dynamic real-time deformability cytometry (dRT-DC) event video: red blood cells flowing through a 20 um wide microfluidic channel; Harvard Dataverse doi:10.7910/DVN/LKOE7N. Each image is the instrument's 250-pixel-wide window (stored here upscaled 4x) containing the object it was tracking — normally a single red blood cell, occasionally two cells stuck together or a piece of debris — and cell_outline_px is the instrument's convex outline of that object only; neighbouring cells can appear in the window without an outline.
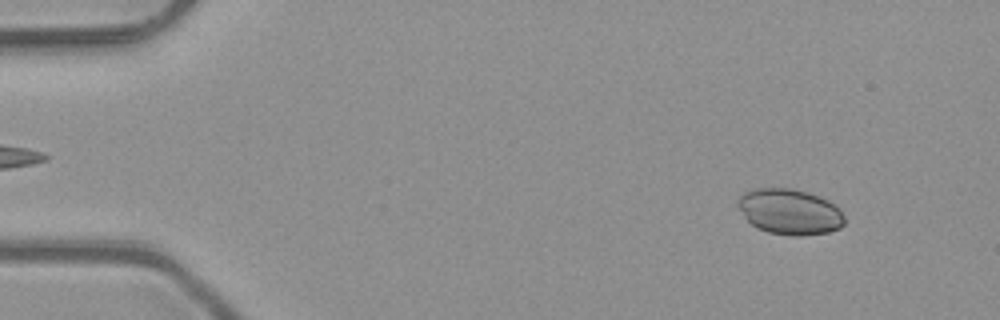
{"species": "common noctule bat (a hibernating species)", "species_latin": "Nyctalus noctula", "temperature_condition": "room temperature", "stored_images_in_passage": 50, "camera_frame_rate_fps": 3000, "um_per_image_px": 0.085, "animal": {"sex": "male", "body_mass_g": 23.1, "forearm_length_mm": 52.7}, "frame": {"image": 1, "passage_image": 5, "time_ms": 1.333, "image_size_px": [1000, 320], "cell_outline_px": [[844, 224], [840, 228], [828, 232], [800, 236], [792, 236], [768, 232], [756, 228], [744, 216], [736, 204], [736, 200], [744, 192], [756, 188], [792, 188], [808, 192], [820, 196], [828, 200], [840, 208], [844, 216]], "centroid_in_image_um": [67.13, 17.99], "position_along_channel_um": 17.9, "area_um2": 28.61}}
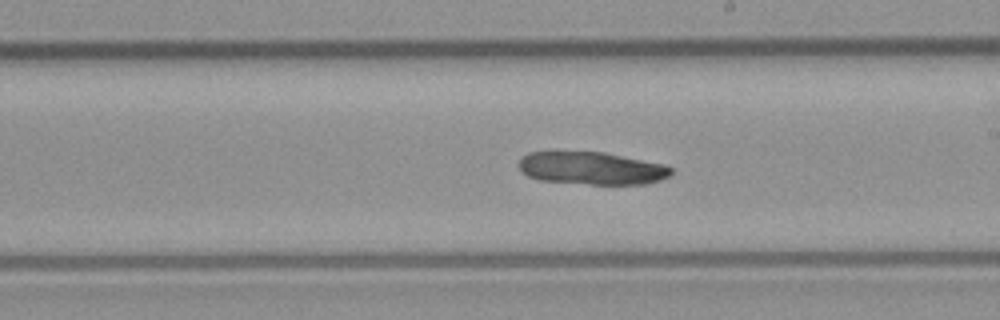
{"frame": {"image": 2, "passage_image": 29, "time_ms": 9.333, "image_size_px": [1000, 320], "cell_outline_px": [[672, 172], [668, 176], [660, 180], [644, 184], [588, 184], [540, 180], [528, 176], [520, 168], [520, 156], [528, 152], [604, 152], [664, 164], [672, 168]], "centroid_in_image_um": [50.3, 14.3], "position_along_channel_um": 238.7, "area_um2": 28.84}}
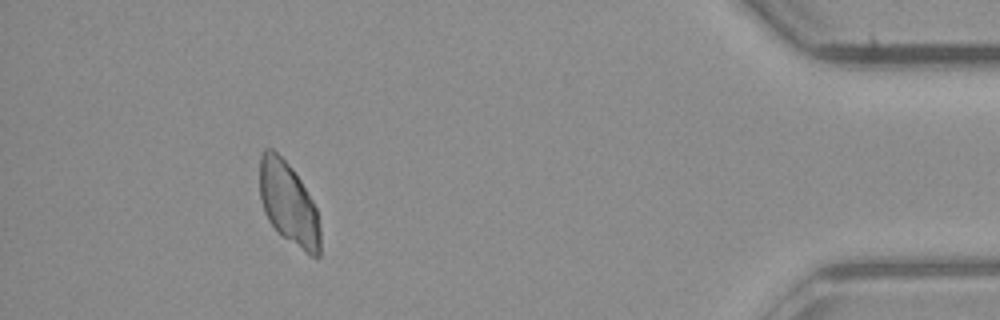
{"frame": {"image": 3, "passage_image": 46, "time_ms": 15.0, "image_size_px": [1000, 320], "cell_outline_px": [[320, 256], [312, 256], [276, 232], [268, 220], [264, 212], [260, 200], [260, 156], [264, 148], [272, 148], [292, 168], [300, 180], [312, 200], [316, 208], [320, 228]], "centroid_in_image_um": [24.51, 17.29], "position_along_channel_um": 410.7, "area_um2": 29.02}}